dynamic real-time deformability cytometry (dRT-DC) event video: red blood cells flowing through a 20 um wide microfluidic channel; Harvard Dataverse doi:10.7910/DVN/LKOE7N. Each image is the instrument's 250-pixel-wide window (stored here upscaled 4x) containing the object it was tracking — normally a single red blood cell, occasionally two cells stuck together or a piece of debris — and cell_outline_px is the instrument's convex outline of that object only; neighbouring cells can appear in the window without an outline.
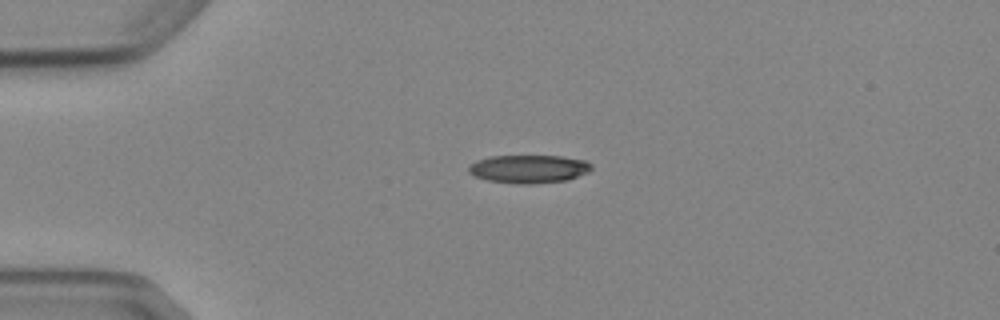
{"species": "Egyptian fruit bat (a non-hibernating species)", "species_latin": "Rousettus aegyptiacus", "temperature_condition": "cold", "stored_images_in_passage": 3, "camera_frame_rate_fps": 3000, "um_per_image_px": 0.085, "animal": {"sex": "female"}, "frame": {"image": 1, "passage_image": 3, "time_ms": 3.333, "image_size_px": [1000, 320], "cell_outline_px": [[592, 168], [588, 172], [568, 180], [532, 184], [520, 184], [488, 180], [476, 176], [468, 172], [468, 164], [476, 160], [488, 156], [560, 156], [588, 160], [592, 164]], "centroid_in_image_um": [44.95, 14.35], "position_along_channel_um": 40.0, "area_um2": 20.35}}